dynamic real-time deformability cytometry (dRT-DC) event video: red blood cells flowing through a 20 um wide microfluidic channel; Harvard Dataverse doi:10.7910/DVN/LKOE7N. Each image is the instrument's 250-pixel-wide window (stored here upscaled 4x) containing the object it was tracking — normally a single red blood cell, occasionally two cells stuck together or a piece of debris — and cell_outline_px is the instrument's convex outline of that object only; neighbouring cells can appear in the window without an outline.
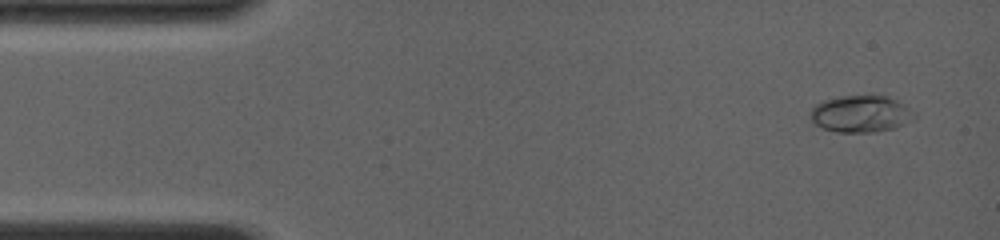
{"species": "common noctule bat (a hibernating species)", "species_latin": "Nyctalus noctula", "temperature_condition": "room temperature", "stored_images_in_passage": 4, "camera_frame_rate_fps": 4000, "um_per_image_px": 0.085, "animal": {"sex": "female", "body_mass_g": 19.0, "forearm_length_mm": 56.7}, "frame": {"image": 1, "passage_image": 1, "time_ms": 0.0, "image_size_px": [1000, 240], "cell_outline_px": [[916, 120], [896, 128], [872, 132], [836, 132], [820, 128], [808, 116], [808, 112], [816, 104], [824, 100], [844, 96], [888, 96], [896, 100], [916, 112]], "centroid_in_image_um": [73.19, 9.7], "position_along_channel_um": 11.8, "area_um2": 22.6}}
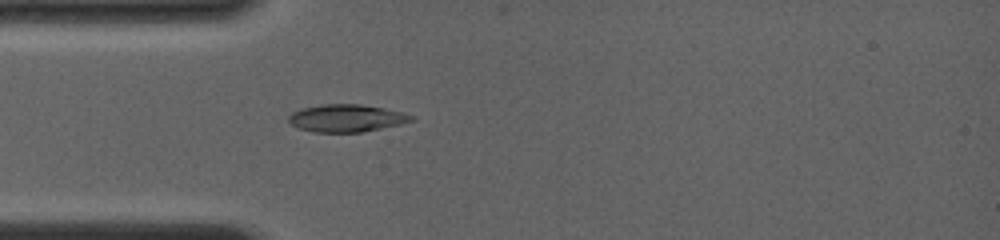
{"frame": {"image": 2, "passage_image": 4, "time_ms": 3.5, "image_size_px": [1000, 240], "cell_outline_px": [[416, 120], [400, 124], [360, 132], [316, 132], [300, 128], [292, 124], [288, 120], [288, 116], [292, 112], [300, 108], [320, 104], [360, 104], [384, 108], [404, 112], [412, 116]], "centroid_in_image_um": [29.44, 10.03], "position_along_channel_um": 55.6, "area_um2": 19.59}}